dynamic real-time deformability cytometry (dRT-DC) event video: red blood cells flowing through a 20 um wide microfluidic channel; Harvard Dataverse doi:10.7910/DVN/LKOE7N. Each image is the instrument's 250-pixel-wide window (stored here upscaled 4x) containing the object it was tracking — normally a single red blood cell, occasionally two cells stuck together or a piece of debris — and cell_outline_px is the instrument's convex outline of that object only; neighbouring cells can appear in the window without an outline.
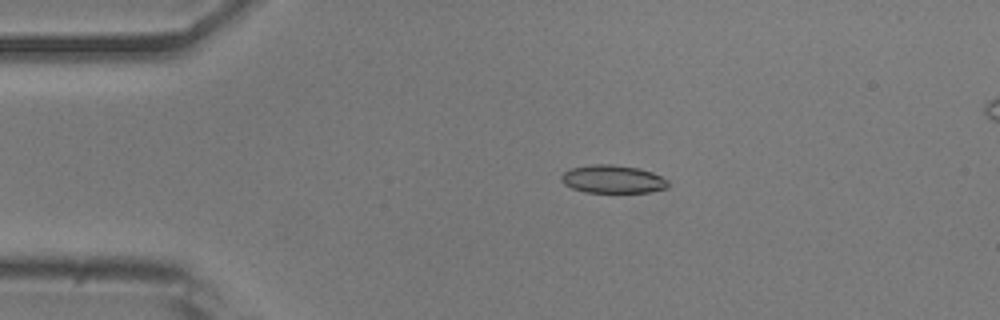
{"species": "common noctule bat (a hibernating species)", "species_latin": "Nyctalus noctula", "temperature_condition": "room temperature", "stored_images_in_passage": 6, "camera_frame_rate_fps": 3000, "um_per_image_px": 0.085, "animal": {"sex": "male", "body_mass_g": 20.5, "forearm_length_mm": 52.5}, "frame": {"image": 1, "passage_image": 4, "time_ms": 3.333, "image_size_px": [1000, 320], "cell_outline_px": [[668, 188], [648, 192], [584, 192], [572, 188], [564, 184], [560, 180], [560, 176], [564, 172], [572, 168], [592, 164], [612, 164], [636, 168], [652, 172], [668, 180]], "centroid_in_image_um": [52.06, 15.23], "position_along_channel_um": 32.9, "area_um2": 17.4}}